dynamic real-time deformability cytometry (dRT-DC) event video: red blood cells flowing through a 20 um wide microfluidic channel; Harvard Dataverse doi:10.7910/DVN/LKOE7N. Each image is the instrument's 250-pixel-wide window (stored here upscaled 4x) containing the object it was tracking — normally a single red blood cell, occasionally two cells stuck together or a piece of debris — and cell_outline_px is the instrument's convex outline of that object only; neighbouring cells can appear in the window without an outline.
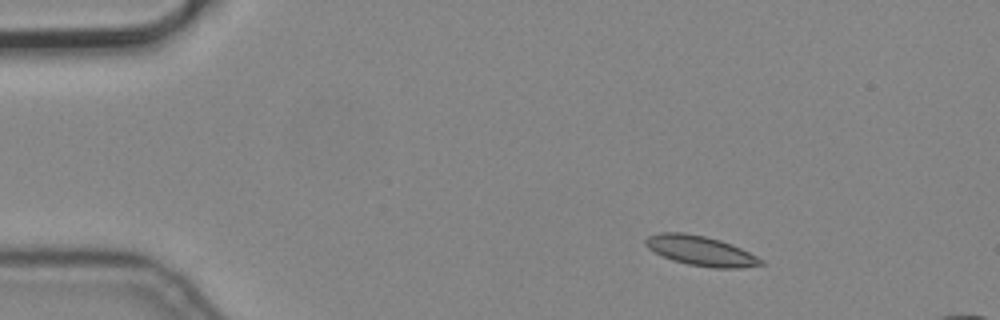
{"species": "common noctule bat (a hibernating species)", "species_latin": "Nyctalus noctula", "temperature_condition": "cold", "stored_images_in_passage": 4, "segment_of_instrument_passage": [1, 2], "camera_frame_rate_fps": 3000, "um_per_image_px": 0.085, "animal": {"sex": "male", "body_mass_g": 19.2, "forearm_length_mm": 51.8}, "frame": {"image": 1, "passage_image": 1, "time_ms": 0.0, "image_size_px": [1000, 320], "cell_outline_px": [[764, 264], [744, 268], [712, 268], [688, 264], [672, 260], [648, 248], [644, 244], [644, 240], [648, 236], [660, 232], [684, 232], [704, 236], [720, 240], [732, 244], [764, 260]], "centroid_in_image_um": [59.56, 21.32], "position_along_channel_um": 25.4, "area_um2": 20.0}}